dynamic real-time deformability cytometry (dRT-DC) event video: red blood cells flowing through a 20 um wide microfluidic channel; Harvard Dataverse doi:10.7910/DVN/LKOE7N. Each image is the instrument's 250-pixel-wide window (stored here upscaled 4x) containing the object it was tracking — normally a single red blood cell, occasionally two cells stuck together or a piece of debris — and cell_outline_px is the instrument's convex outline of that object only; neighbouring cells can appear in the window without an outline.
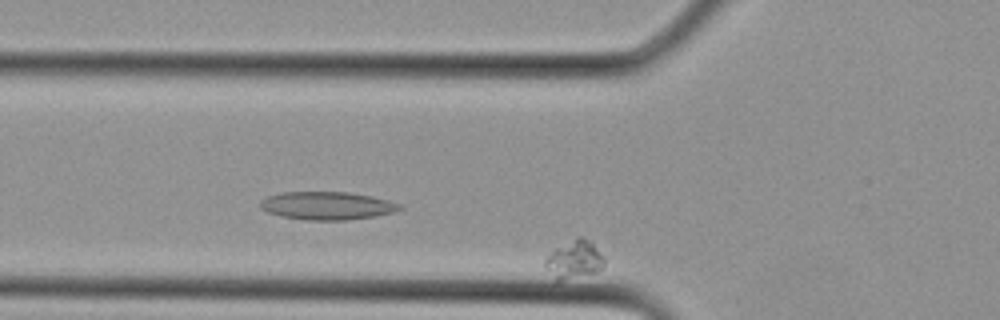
{"species": "Egyptian fruit bat (a non-hibernating species)", "species_latin": "Rousettus aegyptiacus", "temperature_condition": "cold", "stored_images_in_passage": 31, "segment_of_instrument_passage": [1, 2], "camera_frame_rate_fps": 3000, "um_per_image_px": 0.085, "animal": {"sex": "female"}, "frame": {"image": 1, "passage_image": 4, "time_ms": 1.0, "image_size_px": [1000, 320], "cell_outline_px": [[604, 268], [600, 272], [560, 280], [556, 280], [544, 264], [544, 260], [556, 248], [580, 236], [592, 240], [604, 256]], "centroid_in_image_um": [48.89, 22.05], "position_along_channel_um": 76.9, "area_um2": 13.12}}
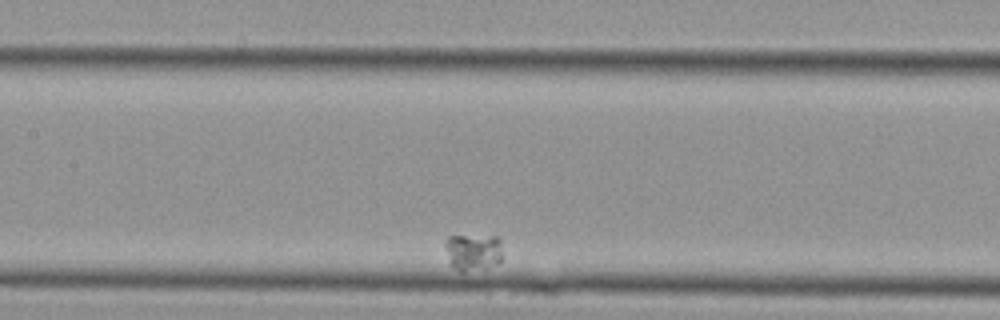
{"frame": {"image": 2, "passage_image": 10, "time_ms": 3.0, "image_size_px": [1000, 320], "cell_outline_px": [[504, 256], [500, 264], [488, 268], [460, 272], [452, 264], [444, 248], [444, 244], [448, 236], [500, 236]], "centroid_in_image_um": [40.3, 21.42], "position_along_channel_um": 167.1, "area_um2": 12.77}}
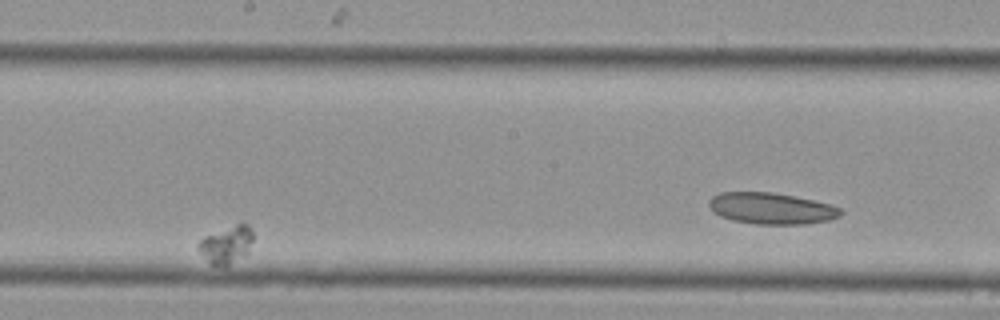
{"frame": {"image": 3, "passage_image": 14, "time_ms": 4.333, "image_size_px": [1000, 320], "cell_outline_px": [[252, 240], [248, 252], [228, 264], [212, 264], [196, 248], [196, 244], [204, 236], [236, 224], [248, 224], [252, 232]], "centroid_in_image_um": [19.22, 20.76], "position_along_channel_um": 229.0, "area_um2": 11.44}}